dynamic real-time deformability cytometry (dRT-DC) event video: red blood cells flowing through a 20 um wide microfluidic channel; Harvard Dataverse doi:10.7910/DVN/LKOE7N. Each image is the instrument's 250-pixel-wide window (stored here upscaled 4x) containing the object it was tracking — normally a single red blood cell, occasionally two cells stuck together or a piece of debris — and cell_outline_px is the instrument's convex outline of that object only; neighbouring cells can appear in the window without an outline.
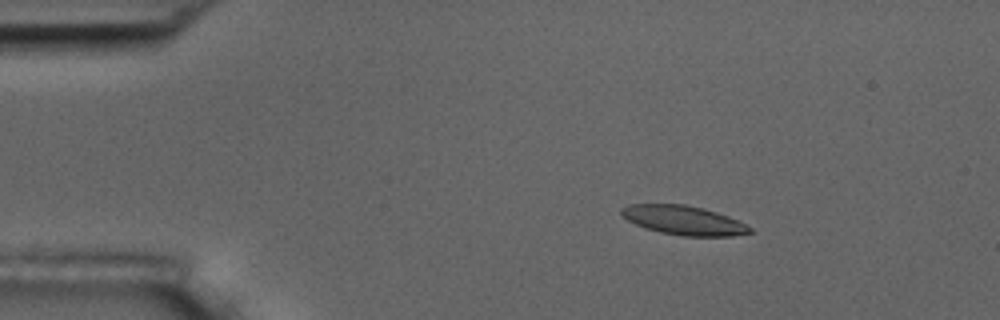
{"species": "common noctule bat (a hibernating species)", "species_latin": "Nyctalus noctula", "temperature_condition": "room temperature", "stored_images_in_passage": 5, "camera_frame_rate_fps": 3000, "um_per_image_px": 0.085, "animal": {"sex": "male", "body_mass_g": 17.5, "forearm_length_mm": 52.3}, "frame": {"image": 1, "passage_image": 3, "time_ms": 2.333, "image_size_px": [1000, 320], "cell_outline_px": [[752, 232], [732, 236], [684, 236], [660, 232], [644, 228], [620, 216], [620, 208], [628, 204], [684, 204], [704, 208], [728, 216], [752, 228]], "centroid_in_image_um": [58.06, 18.71], "position_along_channel_um": 26.9, "area_um2": 21.85}}